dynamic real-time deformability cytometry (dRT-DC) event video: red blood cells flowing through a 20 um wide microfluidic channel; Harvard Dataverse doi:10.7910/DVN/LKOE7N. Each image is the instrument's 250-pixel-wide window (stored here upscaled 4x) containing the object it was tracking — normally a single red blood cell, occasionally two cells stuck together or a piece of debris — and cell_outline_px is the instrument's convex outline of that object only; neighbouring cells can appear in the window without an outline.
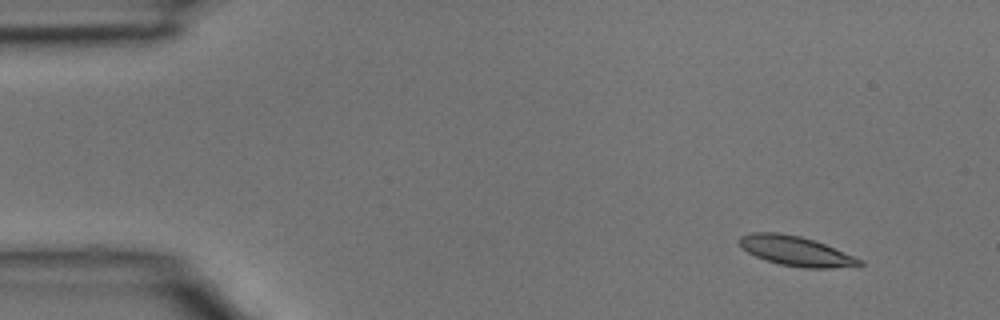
{"species": "common noctule bat (a hibernating species)", "species_latin": "Nyctalus noctula", "temperature_condition": "room temperature", "stored_images_in_passage": 4, "camera_frame_rate_fps": 3000, "um_per_image_px": 0.085, "animal": {"sex": "male", "body_mass_g": 15.6}, "frame": {"image": 1, "passage_image": 1, "time_ms": 0.0, "image_size_px": [1000, 320], "cell_outline_px": [[864, 264], [832, 268], [804, 268], [780, 264], [756, 256], [748, 252], [736, 240], [740, 236], [752, 232], [776, 232], [800, 236], [824, 244], [856, 256], [864, 260]], "centroid_in_image_um": [67.66, 21.33], "position_along_channel_um": 17.3, "area_um2": 20.63}}
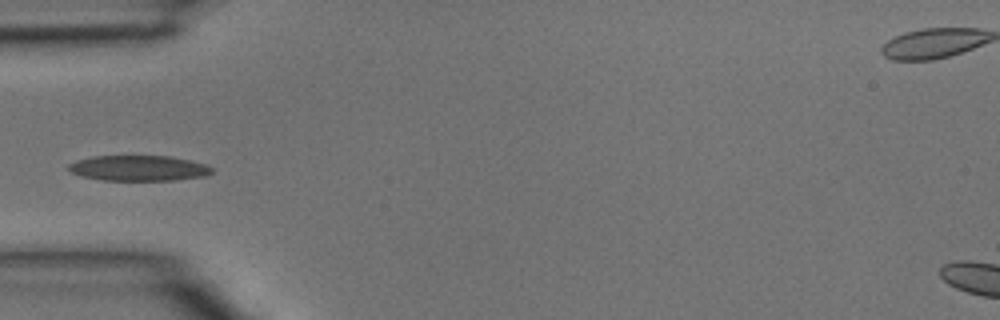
{"frame": {"image": 2, "passage_image": 4, "time_ms": 1.0, "image_size_px": [1000, 320], "cell_outline_px": [[212, 172], [204, 176], [176, 180], [104, 180], [80, 176], [72, 172], [68, 168], [68, 164], [76, 160], [92, 156], [172, 156], [204, 164], [212, 168]], "centroid_in_image_um": [11.75, 14.29], "position_along_channel_um": 73.2, "area_um2": 21.15}}